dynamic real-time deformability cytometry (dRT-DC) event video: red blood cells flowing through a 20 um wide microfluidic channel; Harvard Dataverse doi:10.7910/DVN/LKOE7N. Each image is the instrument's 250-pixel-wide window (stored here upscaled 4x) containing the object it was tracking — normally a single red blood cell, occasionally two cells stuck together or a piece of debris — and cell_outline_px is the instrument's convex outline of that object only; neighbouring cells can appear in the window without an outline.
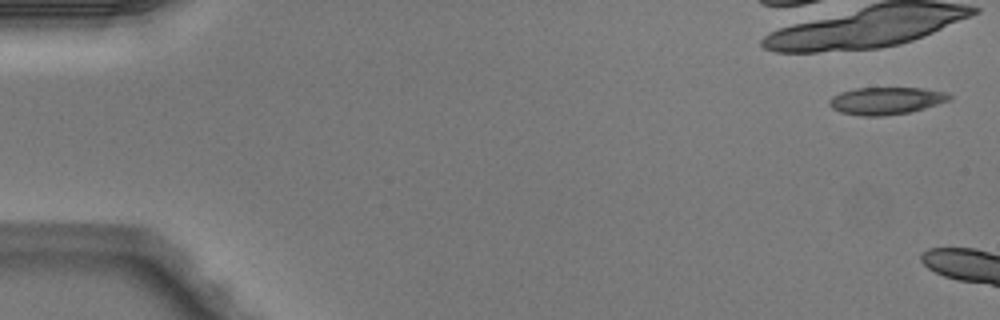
{"species": "Egyptian fruit bat (a non-hibernating species)", "species_latin": "Rousettus aegyptiacus", "temperature_condition": "warm", "stored_images_in_passage": 7, "camera_frame_rate_fps": 3000, "um_per_image_px": 0.085, "animal": {"sex": "male"}, "frame": {"image": 1, "passage_image": 1, "time_ms": 0.0, "image_size_px": [1000, 320], "cell_outline_px": [[952, 100], [912, 112], [884, 116], [860, 116], [840, 112], [832, 108], [828, 104], [828, 100], [832, 96], [840, 92], [856, 88], [924, 88], [948, 92], [952, 96]], "centroid_in_image_um": [75.34, 8.57], "position_along_channel_um": 9.7, "area_um2": 19.48}}